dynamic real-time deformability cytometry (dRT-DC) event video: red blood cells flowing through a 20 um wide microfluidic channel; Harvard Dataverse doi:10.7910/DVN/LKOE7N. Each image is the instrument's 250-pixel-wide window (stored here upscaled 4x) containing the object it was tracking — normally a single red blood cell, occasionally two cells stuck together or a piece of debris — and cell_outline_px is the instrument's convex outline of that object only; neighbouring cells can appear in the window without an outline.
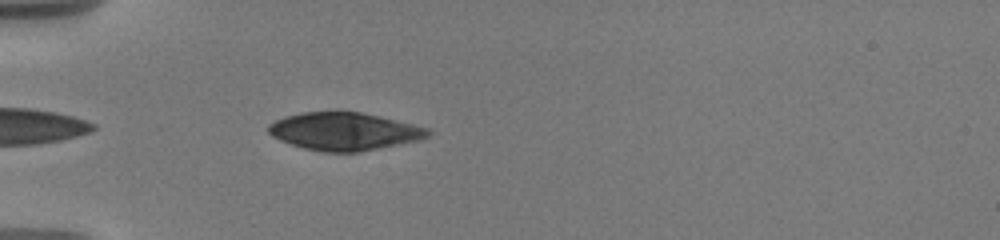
{"species": "human", "species_latin": "Homo sapiens", "temperature_condition": "warm", "stored_images_in_passage": 63, "camera_frame_rate_fps": 3000, "um_per_image_px": 0.085, "donor": {"sex": "male"}, "frame": {"image": 1, "passage_image": 4, "time_ms": 0.667, "image_size_px": [1000, 240], "cell_outline_px": [[432, 132], [428, 136], [420, 140], [356, 152], [324, 152], [304, 148], [280, 140], [272, 136], [268, 132], [268, 124], [284, 116], [304, 112], [336, 108], [360, 112], [380, 116], [428, 128]], "centroid_in_image_um": [29.23, 11.12], "position_along_channel_um": 55.8, "area_um2": 35.6}}
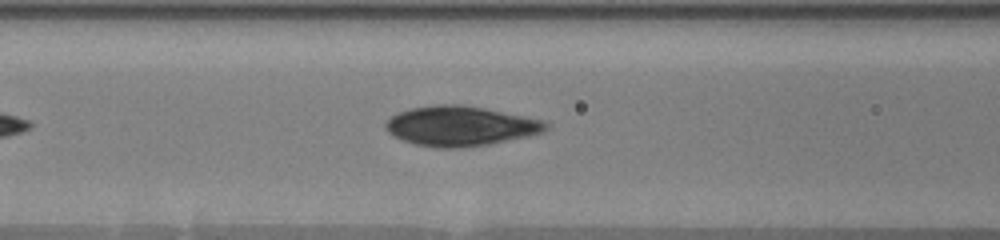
{"frame": {"image": 2, "passage_image": 13, "time_ms": 3.0, "image_size_px": [1000, 240], "cell_outline_px": [[548, 128], [544, 132], [528, 136], [488, 144], [460, 148], [436, 148], [416, 144], [404, 140], [388, 132], [384, 128], [384, 124], [396, 112], [412, 108], [432, 104], [460, 104], [484, 108], [548, 120]], "centroid_in_image_um": [39.16, 10.7], "position_along_channel_um": 127.4, "area_um2": 37.4}}
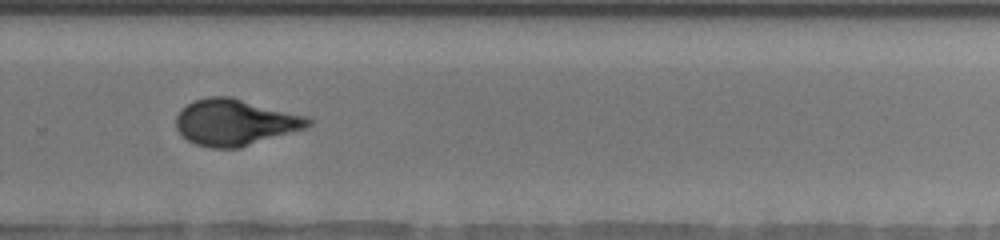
{"frame": {"image": 3, "passage_image": 42, "time_ms": 8.0, "image_size_px": [1000, 240], "cell_outline_px": [[312, 124], [308, 128], [240, 148], [212, 148], [196, 144], [188, 140], [176, 128], [176, 116], [188, 104], [196, 100], [208, 96], [232, 96], [304, 116], [312, 120]], "centroid_in_image_um": [20.0, 10.4], "position_along_channel_um": 309.8, "area_um2": 35.55}, "authors_computed_cell_mechanics": {"area_um2": 35.9516, "velocity_mm_per_s": 3.6483, "shape_relaxation_time_tau1_ms": 5.0713, "shape_relaxation_time_tau2_ms": 1.1198, "deformation_change_tau1": 0.1788, "deformation_change_tau2": 0.0398}}